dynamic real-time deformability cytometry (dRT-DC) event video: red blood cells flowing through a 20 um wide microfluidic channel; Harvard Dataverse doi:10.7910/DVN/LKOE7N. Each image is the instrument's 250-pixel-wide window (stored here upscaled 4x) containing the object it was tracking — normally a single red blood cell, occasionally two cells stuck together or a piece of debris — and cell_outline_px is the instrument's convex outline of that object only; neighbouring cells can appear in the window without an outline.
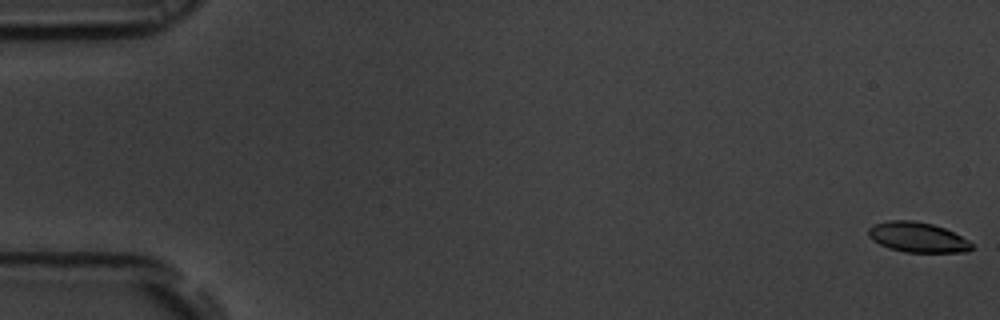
{"species": "common noctule bat (a hibernating species)", "species_latin": "Nyctalus noctula", "temperature_condition": "room temperature", "stored_images_in_passage": 56, "camera_frame_rate_fps": 3000, "um_per_image_px": 0.085, "animal": {"sex": "male", "body_mass_g": 19.5, "forearm_length_mm": 54.6}, "frame": {"image": 1, "passage_image": 1, "time_ms": 0.0, "image_size_px": [1000, 320], "cell_outline_px": [[972, 248], [968, 252], [904, 252], [888, 248], [872, 240], [868, 236], [868, 228], [872, 224], [888, 220], [912, 220], [932, 224], [944, 228], [968, 240], [972, 244]], "centroid_in_image_um": [77.95, 20.16], "position_along_channel_um": 7.1, "area_um2": 18.15}}
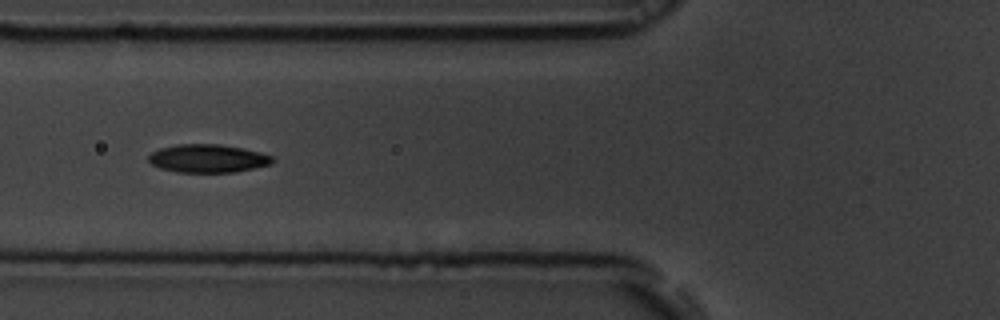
{"frame": {"image": 2, "passage_image": 22, "time_ms": 7.0, "image_size_px": [1000, 320], "cell_outline_px": [[272, 164], [236, 172], [176, 172], [160, 168], [152, 164], [148, 160], [148, 156], [152, 152], [160, 148], [176, 144], [220, 144], [244, 148], [260, 152], [272, 156]], "centroid_in_image_um": [17.66, 13.46], "position_along_channel_um": 108.1, "area_um2": 20.4}}
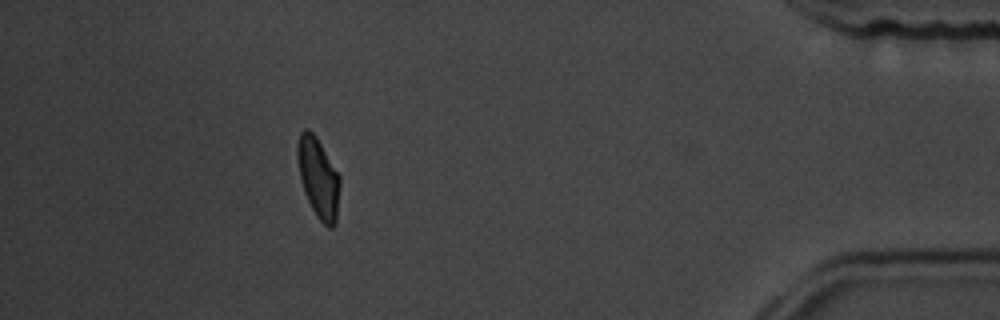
{"frame": {"image": 3, "passage_image": 51, "time_ms": 16.667, "image_size_px": [1000, 320], "cell_outline_px": [[340, 184], [336, 224], [332, 228], [328, 228], [316, 216], [304, 192], [300, 176], [296, 156], [296, 148], [300, 132], [304, 128], [308, 128], [316, 136], [340, 176]], "centroid_in_image_um": [27.05, 15.11], "position_along_channel_um": 408.1, "area_um2": 19.88}, "authors_computed_cell_mechanics": {"area_um2": 19.5653, "velocity_mm_per_s": 3.6558, "shape_relaxation_time_tau1_ms": 3.3336, "shape_relaxation_time_tau2_ms": 5.1254, "deformation_change_tau1": 0.1373, "deformation_change_tau2": 0.09}}